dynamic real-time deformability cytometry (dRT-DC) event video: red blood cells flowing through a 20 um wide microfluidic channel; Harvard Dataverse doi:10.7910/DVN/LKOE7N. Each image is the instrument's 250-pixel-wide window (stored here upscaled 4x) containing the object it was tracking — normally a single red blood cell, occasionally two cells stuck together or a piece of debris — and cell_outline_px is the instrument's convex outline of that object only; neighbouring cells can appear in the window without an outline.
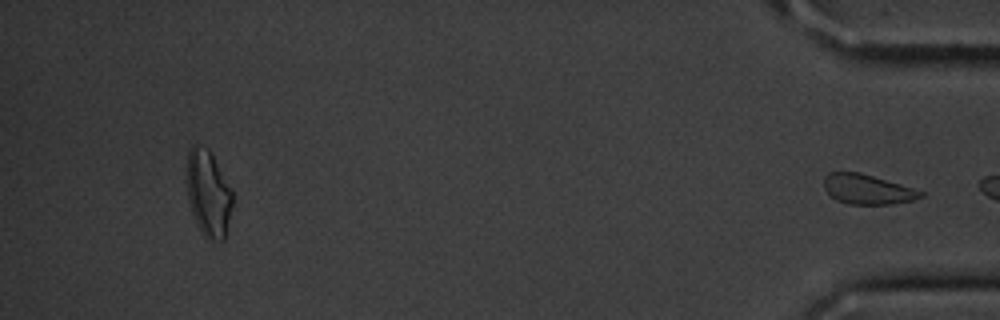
{"species": "common noctule bat (a hibernating species)", "species_latin": "Nyctalus noctula", "temperature_condition": "cold", "stored_images_in_passage": 52, "segment_of_instrument_passage": [2, 2], "camera_frame_rate_fps": 3000, "um_per_image_px": 0.085, "animal": {"sex": "male", "body_mass_g": 20.1, "forearm_length_mm": 53.5}, "frame": {"image": 1, "passage_image": 52, "time_ms": 17.0, "image_size_px": [1000, 320], "cell_outline_px": [[924, 196], [912, 200], [892, 204], [848, 204], [836, 200], [824, 188], [824, 176], [828, 172], [860, 172], [900, 184], [924, 192]], "centroid_in_image_um": [73.71, 16.09], "position_along_channel_um": 361.5, "area_um2": 16.7}}